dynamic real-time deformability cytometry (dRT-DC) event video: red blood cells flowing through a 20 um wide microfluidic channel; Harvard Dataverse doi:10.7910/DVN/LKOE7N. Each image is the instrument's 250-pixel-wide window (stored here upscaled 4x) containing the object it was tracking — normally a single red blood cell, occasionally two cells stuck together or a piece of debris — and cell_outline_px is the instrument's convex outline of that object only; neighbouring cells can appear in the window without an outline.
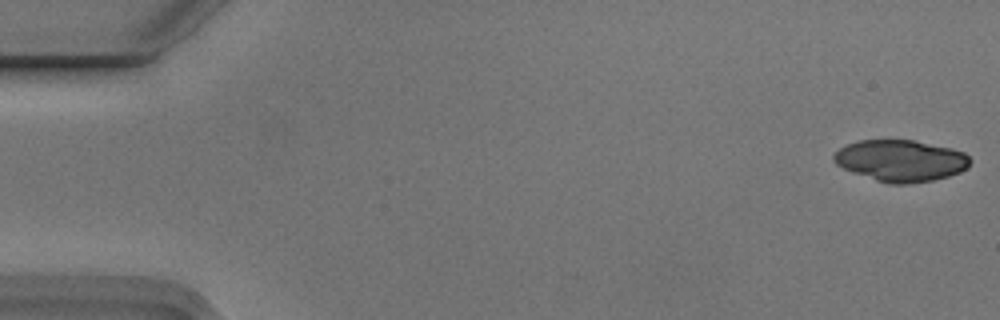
{"species": "Egyptian fruit bat (a non-hibernating species)", "species_latin": "Rousettus aegyptiacus", "temperature_condition": "cold", "stored_images_in_passage": 8, "camera_frame_rate_fps": 3000, "um_per_image_px": 0.085, "animal": {"sex": "male"}, "frame": {"image": 1, "passage_image": 1, "time_ms": 0.0, "image_size_px": [1000, 320], "cell_outline_px": [[972, 160], [968, 168], [960, 172], [948, 176], [932, 180], [904, 184], [888, 184], [852, 172], [836, 164], [832, 160], [832, 156], [840, 148], [848, 144], [860, 140], [912, 140], [952, 148], [964, 152]], "centroid_in_image_um": [76.57, 13.65], "position_along_channel_um": 8.4, "area_um2": 32.95}}
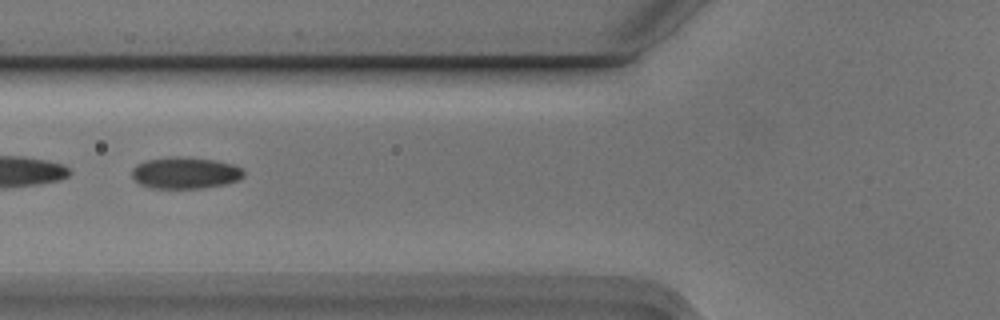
{"frame": {"image": 2, "passage_image": 6, "time_ms": 1.667, "image_size_px": [1000, 320], "cell_outline_px": [[244, 176], [236, 180], [224, 184], [204, 188], [152, 188], [140, 184], [132, 176], [132, 168], [136, 164], [144, 160], [168, 156], [188, 156], [216, 160], [232, 164], [244, 168]], "centroid_in_image_um": [15.73, 14.67], "position_along_channel_um": 110.1, "area_um2": 20.92}}
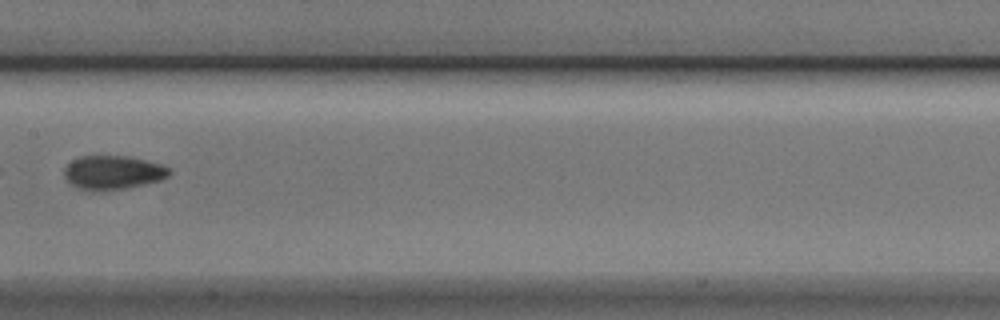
{"frame": {"image": 3, "passage_image": 8, "time_ms": 2.333, "image_size_px": [1000, 320], "cell_outline_px": [[172, 172], [168, 176], [160, 180], [144, 184], [124, 188], [100, 192], [76, 188], [64, 176], [64, 168], [72, 160], [80, 156], [128, 156], [160, 164], [172, 168]], "centroid_in_image_um": [9.59, 14.67], "position_along_channel_um": 197.8, "area_um2": 20.81}}